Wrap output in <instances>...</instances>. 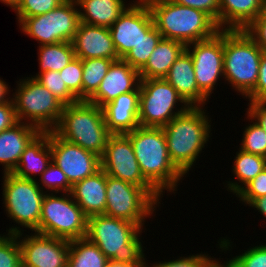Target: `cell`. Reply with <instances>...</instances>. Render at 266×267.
<instances>
[{"mask_svg": "<svg viewBox=\"0 0 266 267\" xmlns=\"http://www.w3.org/2000/svg\"><path fill=\"white\" fill-rule=\"evenodd\" d=\"M13 101L0 104V132L18 123Z\"/></svg>", "mask_w": 266, "mask_h": 267, "instance_id": "44", "label": "cell"}, {"mask_svg": "<svg viewBox=\"0 0 266 267\" xmlns=\"http://www.w3.org/2000/svg\"><path fill=\"white\" fill-rule=\"evenodd\" d=\"M12 101L19 122L52 131L58 124L64 105L35 78L24 77L16 82Z\"/></svg>", "mask_w": 266, "mask_h": 267, "instance_id": "9", "label": "cell"}, {"mask_svg": "<svg viewBox=\"0 0 266 267\" xmlns=\"http://www.w3.org/2000/svg\"><path fill=\"white\" fill-rule=\"evenodd\" d=\"M228 259L231 267H266V244L249 247L244 253Z\"/></svg>", "mask_w": 266, "mask_h": 267, "instance_id": "38", "label": "cell"}, {"mask_svg": "<svg viewBox=\"0 0 266 267\" xmlns=\"http://www.w3.org/2000/svg\"><path fill=\"white\" fill-rule=\"evenodd\" d=\"M249 102L266 101V51L262 52L255 89L246 97Z\"/></svg>", "mask_w": 266, "mask_h": 267, "instance_id": "43", "label": "cell"}, {"mask_svg": "<svg viewBox=\"0 0 266 267\" xmlns=\"http://www.w3.org/2000/svg\"><path fill=\"white\" fill-rule=\"evenodd\" d=\"M0 267H22L17 235L0 234Z\"/></svg>", "mask_w": 266, "mask_h": 267, "instance_id": "36", "label": "cell"}, {"mask_svg": "<svg viewBox=\"0 0 266 267\" xmlns=\"http://www.w3.org/2000/svg\"><path fill=\"white\" fill-rule=\"evenodd\" d=\"M76 2L79 9L80 22L108 28L132 3L130 2L126 5L125 0H76Z\"/></svg>", "mask_w": 266, "mask_h": 267, "instance_id": "27", "label": "cell"}, {"mask_svg": "<svg viewBox=\"0 0 266 267\" xmlns=\"http://www.w3.org/2000/svg\"><path fill=\"white\" fill-rule=\"evenodd\" d=\"M133 146L143 177L161 194L176 193L185 176L170 160L163 128L137 127L125 134Z\"/></svg>", "mask_w": 266, "mask_h": 267, "instance_id": "1", "label": "cell"}, {"mask_svg": "<svg viewBox=\"0 0 266 267\" xmlns=\"http://www.w3.org/2000/svg\"><path fill=\"white\" fill-rule=\"evenodd\" d=\"M142 232L135 223L101 214L88 217L86 237L109 260L147 267Z\"/></svg>", "mask_w": 266, "mask_h": 267, "instance_id": "3", "label": "cell"}, {"mask_svg": "<svg viewBox=\"0 0 266 267\" xmlns=\"http://www.w3.org/2000/svg\"><path fill=\"white\" fill-rule=\"evenodd\" d=\"M191 55L198 88L210 98L218 81L224 79L223 30L214 36L186 45Z\"/></svg>", "mask_w": 266, "mask_h": 267, "instance_id": "13", "label": "cell"}, {"mask_svg": "<svg viewBox=\"0 0 266 267\" xmlns=\"http://www.w3.org/2000/svg\"><path fill=\"white\" fill-rule=\"evenodd\" d=\"M106 267H139V266L136 264H128V263L115 262L109 260L106 264Z\"/></svg>", "mask_w": 266, "mask_h": 267, "instance_id": "50", "label": "cell"}, {"mask_svg": "<svg viewBox=\"0 0 266 267\" xmlns=\"http://www.w3.org/2000/svg\"><path fill=\"white\" fill-rule=\"evenodd\" d=\"M46 193L41 208L38 233L74 240L86 237L88 217L71 193Z\"/></svg>", "mask_w": 266, "mask_h": 267, "instance_id": "10", "label": "cell"}, {"mask_svg": "<svg viewBox=\"0 0 266 267\" xmlns=\"http://www.w3.org/2000/svg\"><path fill=\"white\" fill-rule=\"evenodd\" d=\"M164 79L190 107H204L210 102L197 86L192 57L186 50L175 60Z\"/></svg>", "mask_w": 266, "mask_h": 267, "instance_id": "21", "label": "cell"}, {"mask_svg": "<svg viewBox=\"0 0 266 267\" xmlns=\"http://www.w3.org/2000/svg\"><path fill=\"white\" fill-rule=\"evenodd\" d=\"M2 179L4 211L7 217L18 225L6 228L7 234L16 235L27 231L24 228L38 233L42 202L46 192L36 181L20 178L13 173H4Z\"/></svg>", "mask_w": 266, "mask_h": 267, "instance_id": "7", "label": "cell"}, {"mask_svg": "<svg viewBox=\"0 0 266 267\" xmlns=\"http://www.w3.org/2000/svg\"><path fill=\"white\" fill-rule=\"evenodd\" d=\"M139 85V71L120 58L113 61L97 91L87 101L102 108L121 94L133 92Z\"/></svg>", "mask_w": 266, "mask_h": 267, "instance_id": "18", "label": "cell"}, {"mask_svg": "<svg viewBox=\"0 0 266 267\" xmlns=\"http://www.w3.org/2000/svg\"><path fill=\"white\" fill-rule=\"evenodd\" d=\"M246 119L249 120L251 124L248 123V125L244 127L239 149L266 158V132L248 115Z\"/></svg>", "mask_w": 266, "mask_h": 267, "instance_id": "34", "label": "cell"}, {"mask_svg": "<svg viewBox=\"0 0 266 267\" xmlns=\"http://www.w3.org/2000/svg\"><path fill=\"white\" fill-rule=\"evenodd\" d=\"M220 258L211 266V267H229V263L227 261H224V263H222V261H219Z\"/></svg>", "mask_w": 266, "mask_h": 267, "instance_id": "52", "label": "cell"}, {"mask_svg": "<svg viewBox=\"0 0 266 267\" xmlns=\"http://www.w3.org/2000/svg\"><path fill=\"white\" fill-rule=\"evenodd\" d=\"M35 79L50 91L64 106L79 102L78 98L63 82L62 75H60L59 71H46L39 74Z\"/></svg>", "mask_w": 266, "mask_h": 267, "instance_id": "33", "label": "cell"}, {"mask_svg": "<svg viewBox=\"0 0 266 267\" xmlns=\"http://www.w3.org/2000/svg\"><path fill=\"white\" fill-rule=\"evenodd\" d=\"M185 50L184 43L162 38L147 63L139 70L140 79L164 78L172 64Z\"/></svg>", "mask_w": 266, "mask_h": 267, "instance_id": "26", "label": "cell"}, {"mask_svg": "<svg viewBox=\"0 0 266 267\" xmlns=\"http://www.w3.org/2000/svg\"><path fill=\"white\" fill-rule=\"evenodd\" d=\"M75 57L80 59H120L108 27L93 26L80 22L72 40Z\"/></svg>", "mask_w": 266, "mask_h": 267, "instance_id": "19", "label": "cell"}, {"mask_svg": "<svg viewBox=\"0 0 266 267\" xmlns=\"http://www.w3.org/2000/svg\"><path fill=\"white\" fill-rule=\"evenodd\" d=\"M139 86L123 93L102 107L107 129L112 134H126L139 127Z\"/></svg>", "mask_w": 266, "mask_h": 267, "instance_id": "20", "label": "cell"}, {"mask_svg": "<svg viewBox=\"0 0 266 267\" xmlns=\"http://www.w3.org/2000/svg\"><path fill=\"white\" fill-rule=\"evenodd\" d=\"M82 60V101H87L98 89L114 60L89 58Z\"/></svg>", "mask_w": 266, "mask_h": 267, "instance_id": "31", "label": "cell"}, {"mask_svg": "<svg viewBox=\"0 0 266 267\" xmlns=\"http://www.w3.org/2000/svg\"><path fill=\"white\" fill-rule=\"evenodd\" d=\"M0 2L10 6L12 9L19 2V0H0Z\"/></svg>", "mask_w": 266, "mask_h": 267, "instance_id": "51", "label": "cell"}, {"mask_svg": "<svg viewBox=\"0 0 266 267\" xmlns=\"http://www.w3.org/2000/svg\"><path fill=\"white\" fill-rule=\"evenodd\" d=\"M247 106L246 115L266 132V101L249 102Z\"/></svg>", "mask_w": 266, "mask_h": 267, "instance_id": "45", "label": "cell"}, {"mask_svg": "<svg viewBox=\"0 0 266 267\" xmlns=\"http://www.w3.org/2000/svg\"><path fill=\"white\" fill-rule=\"evenodd\" d=\"M162 38L160 32L153 26L123 59L139 71L147 63L148 58Z\"/></svg>", "mask_w": 266, "mask_h": 267, "instance_id": "32", "label": "cell"}, {"mask_svg": "<svg viewBox=\"0 0 266 267\" xmlns=\"http://www.w3.org/2000/svg\"><path fill=\"white\" fill-rule=\"evenodd\" d=\"M139 91L138 121L141 127L163 128L190 107L164 78L140 79Z\"/></svg>", "mask_w": 266, "mask_h": 267, "instance_id": "11", "label": "cell"}, {"mask_svg": "<svg viewBox=\"0 0 266 267\" xmlns=\"http://www.w3.org/2000/svg\"><path fill=\"white\" fill-rule=\"evenodd\" d=\"M52 131L63 140L99 157L103 155L112 135L107 129L102 108L88 101L64 106L60 120Z\"/></svg>", "mask_w": 266, "mask_h": 267, "instance_id": "5", "label": "cell"}, {"mask_svg": "<svg viewBox=\"0 0 266 267\" xmlns=\"http://www.w3.org/2000/svg\"><path fill=\"white\" fill-rule=\"evenodd\" d=\"M162 198L155 188H141L106 174L104 215L130 221L144 230L147 217H155Z\"/></svg>", "mask_w": 266, "mask_h": 267, "instance_id": "8", "label": "cell"}, {"mask_svg": "<svg viewBox=\"0 0 266 267\" xmlns=\"http://www.w3.org/2000/svg\"><path fill=\"white\" fill-rule=\"evenodd\" d=\"M64 0H19L12 8L19 24L25 17L45 14L56 8Z\"/></svg>", "mask_w": 266, "mask_h": 267, "instance_id": "37", "label": "cell"}, {"mask_svg": "<svg viewBox=\"0 0 266 267\" xmlns=\"http://www.w3.org/2000/svg\"><path fill=\"white\" fill-rule=\"evenodd\" d=\"M38 48L39 72L35 76L31 75L32 78L46 71H61L75 58L71 42L41 45Z\"/></svg>", "mask_w": 266, "mask_h": 267, "instance_id": "30", "label": "cell"}, {"mask_svg": "<svg viewBox=\"0 0 266 267\" xmlns=\"http://www.w3.org/2000/svg\"><path fill=\"white\" fill-rule=\"evenodd\" d=\"M70 193L87 217L104 214L106 173L100 169L94 175L75 183Z\"/></svg>", "mask_w": 266, "mask_h": 267, "instance_id": "23", "label": "cell"}, {"mask_svg": "<svg viewBox=\"0 0 266 267\" xmlns=\"http://www.w3.org/2000/svg\"><path fill=\"white\" fill-rule=\"evenodd\" d=\"M224 81L246 98L258 80L263 50L245 30H223Z\"/></svg>", "mask_w": 266, "mask_h": 267, "instance_id": "6", "label": "cell"}, {"mask_svg": "<svg viewBox=\"0 0 266 267\" xmlns=\"http://www.w3.org/2000/svg\"><path fill=\"white\" fill-rule=\"evenodd\" d=\"M154 26L164 39L185 45L208 39L220 31L217 23L205 12L170 0H145Z\"/></svg>", "mask_w": 266, "mask_h": 267, "instance_id": "4", "label": "cell"}, {"mask_svg": "<svg viewBox=\"0 0 266 267\" xmlns=\"http://www.w3.org/2000/svg\"><path fill=\"white\" fill-rule=\"evenodd\" d=\"M100 161L101 169L107 175L141 188H154L143 177L133 146L125 134H112L109 137Z\"/></svg>", "mask_w": 266, "mask_h": 267, "instance_id": "14", "label": "cell"}, {"mask_svg": "<svg viewBox=\"0 0 266 267\" xmlns=\"http://www.w3.org/2000/svg\"><path fill=\"white\" fill-rule=\"evenodd\" d=\"M109 259L87 237L69 241L67 267H106Z\"/></svg>", "mask_w": 266, "mask_h": 267, "instance_id": "29", "label": "cell"}, {"mask_svg": "<svg viewBox=\"0 0 266 267\" xmlns=\"http://www.w3.org/2000/svg\"><path fill=\"white\" fill-rule=\"evenodd\" d=\"M266 218V195L255 198L249 205Z\"/></svg>", "mask_w": 266, "mask_h": 267, "instance_id": "47", "label": "cell"}, {"mask_svg": "<svg viewBox=\"0 0 266 267\" xmlns=\"http://www.w3.org/2000/svg\"><path fill=\"white\" fill-rule=\"evenodd\" d=\"M49 143L52 161L66 174L72 186L101 169L97 154L63 140L53 131H49Z\"/></svg>", "mask_w": 266, "mask_h": 267, "instance_id": "15", "label": "cell"}, {"mask_svg": "<svg viewBox=\"0 0 266 267\" xmlns=\"http://www.w3.org/2000/svg\"><path fill=\"white\" fill-rule=\"evenodd\" d=\"M261 0H219V29L244 30L259 13Z\"/></svg>", "mask_w": 266, "mask_h": 267, "instance_id": "25", "label": "cell"}, {"mask_svg": "<svg viewBox=\"0 0 266 267\" xmlns=\"http://www.w3.org/2000/svg\"><path fill=\"white\" fill-rule=\"evenodd\" d=\"M133 2L109 27L119 58H124L140 42L143 35L154 26L152 14L146 1L133 0Z\"/></svg>", "mask_w": 266, "mask_h": 267, "instance_id": "16", "label": "cell"}, {"mask_svg": "<svg viewBox=\"0 0 266 267\" xmlns=\"http://www.w3.org/2000/svg\"><path fill=\"white\" fill-rule=\"evenodd\" d=\"M244 30L263 51H266V21H253Z\"/></svg>", "mask_w": 266, "mask_h": 267, "instance_id": "46", "label": "cell"}, {"mask_svg": "<svg viewBox=\"0 0 266 267\" xmlns=\"http://www.w3.org/2000/svg\"><path fill=\"white\" fill-rule=\"evenodd\" d=\"M80 24L79 9L76 0H64L53 10L25 17L19 28L22 33L41 45L58 42H72Z\"/></svg>", "mask_w": 266, "mask_h": 267, "instance_id": "12", "label": "cell"}, {"mask_svg": "<svg viewBox=\"0 0 266 267\" xmlns=\"http://www.w3.org/2000/svg\"><path fill=\"white\" fill-rule=\"evenodd\" d=\"M266 195V168L249 181L235 196L246 206L255 198Z\"/></svg>", "mask_w": 266, "mask_h": 267, "instance_id": "41", "label": "cell"}, {"mask_svg": "<svg viewBox=\"0 0 266 267\" xmlns=\"http://www.w3.org/2000/svg\"><path fill=\"white\" fill-rule=\"evenodd\" d=\"M16 234L22 267H67L69 240L36 232Z\"/></svg>", "mask_w": 266, "mask_h": 267, "instance_id": "17", "label": "cell"}, {"mask_svg": "<svg viewBox=\"0 0 266 267\" xmlns=\"http://www.w3.org/2000/svg\"><path fill=\"white\" fill-rule=\"evenodd\" d=\"M10 86L0 77V104L12 100Z\"/></svg>", "mask_w": 266, "mask_h": 267, "instance_id": "48", "label": "cell"}, {"mask_svg": "<svg viewBox=\"0 0 266 267\" xmlns=\"http://www.w3.org/2000/svg\"><path fill=\"white\" fill-rule=\"evenodd\" d=\"M206 111L205 107H189L163 127L170 160L185 177L210 142L212 123Z\"/></svg>", "mask_w": 266, "mask_h": 267, "instance_id": "2", "label": "cell"}, {"mask_svg": "<svg viewBox=\"0 0 266 267\" xmlns=\"http://www.w3.org/2000/svg\"><path fill=\"white\" fill-rule=\"evenodd\" d=\"M207 13L219 27V0H170Z\"/></svg>", "mask_w": 266, "mask_h": 267, "instance_id": "42", "label": "cell"}, {"mask_svg": "<svg viewBox=\"0 0 266 267\" xmlns=\"http://www.w3.org/2000/svg\"><path fill=\"white\" fill-rule=\"evenodd\" d=\"M232 166L237 181H226V190L236 195L249 181L266 168V158L238 149Z\"/></svg>", "mask_w": 266, "mask_h": 267, "instance_id": "28", "label": "cell"}, {"mask_svg": "<svg viewBox=\"0 0 266 267\" xmlns=\"http://www.w3.org/2000/svg\"><path fill=\"white\" fill-rule=\"evenodd\" d=\"M254 21H266V0H261L259 13Z\"/></svg>", "mask_w": 266, "mask_h": 267, "instance_id": "49", "label": "cell"}, {"mask_svg": "<svg viewBox=\"0 0 266 267\" xmlns=\"http://www.w3.org/2000/svg\"><path fill=\"white\" fill-rule=\"evenodd\" d=\"M213 257V258H212ZM211 255L209 256V254H203V252H201L200 254L197 253L195 255H189V256H181L178 257L175 260H170L169 261H158L153 264L147 265V267H211L217 260L218 258H215L214 256Z\"/></svg>", "mask_w": 266, "mask_h": 267, "instance_id": "40", "label": "cell"}, {"mask_svg": "<svg viewBox=\"0 0 266 267\" xmlns=\"http://www.w3.org/2000/svg\"><path fill=\"white\" fill-rule=\"evenodd\" d=\"M59 72L67 88L79 101H82V60L77 57L73 58L69 64Z\"/></svg>", "mask_w": 266, "mask_h": 267, "instance_id": "39", "label": "cell"}, {"mask_svg": "<svg viewBox=\"0 0 266 267\" xmlns=\"http://www.w3.org/2000/svg\"><path fill=\"white\" fill-rule=\"evenodd\" d=\"M51 162L52 152L49 143V131L40 132L25 148L17 167L12 173L20 178L37 181ZM35 175L38 177L36 178Z\"/></svg>", "mask_w": 266, "mask_h": 267, "instance_id": "24", "label": "cell"}, {"mask_svg": "<svg viewBox=\"0 0 266 267\" xmlns=\"http://www.w3.org/2000/svg\"><path fill=\"white\" fill-rule=\"evenodd\" d=\"M37 180V184L43 191L46 189V193H70L72 190L66 174L53 161Z\"/></svg>", "mask_w": 266, "mask_h": 267, "instance_id": "35", "label": "cell"}, {"mask_svg": "<svg viewBox=\"0 0 266 267\" xmlns=\"http://www.w3.org/2000/svg\"><path fill=\"white\" fill-rule=\"evenodd\" d=\"M40 132L37 127L24 122H18L0 132V164L4 168L3 173L15 170L23 151Z\"/></svg>", "mask_w": 266, "mask_h": 267, "instance_id": "22", "label": "cell"}]
</instances>
